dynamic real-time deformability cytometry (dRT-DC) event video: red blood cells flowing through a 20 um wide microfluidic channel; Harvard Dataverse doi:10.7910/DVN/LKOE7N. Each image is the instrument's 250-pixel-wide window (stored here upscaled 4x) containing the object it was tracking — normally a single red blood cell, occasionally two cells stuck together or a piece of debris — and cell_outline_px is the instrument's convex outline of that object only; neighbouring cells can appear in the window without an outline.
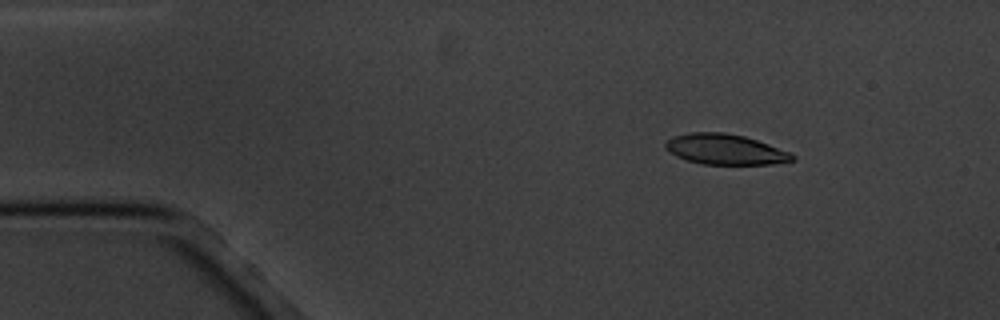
{"species": "common noctule bat (a hibernating species)", "species_latin": "Nyctalus noctula", "temperature_condition": "cold", "stored_images_in_passage": 6, "segment_of_instrument_passage": [1, 2], "camera_frame_rate_fps": 3000, "um_per_image_px": 0.085, "animal": {"sex": "male", "body_mass_g": 20.1, "forearm_length_mm": 53.5}, "frame": {"image": 1, "passage_image": 3, "time_ms": 2.333, "image_size_px": [1000, 320], "cell_outline_px": [[796, 160], [772, 164], [704, 164], [688, 160], [676, 156], [664, 148], [664, 144], [672, 136], [692, 132], [724, 132], [744, 136], [792, 152], [796, 156]], "centroid_in_image_um": [61.66, 12.69], "position_along_channel_um": 23.3, "area_um2": 22.54}}